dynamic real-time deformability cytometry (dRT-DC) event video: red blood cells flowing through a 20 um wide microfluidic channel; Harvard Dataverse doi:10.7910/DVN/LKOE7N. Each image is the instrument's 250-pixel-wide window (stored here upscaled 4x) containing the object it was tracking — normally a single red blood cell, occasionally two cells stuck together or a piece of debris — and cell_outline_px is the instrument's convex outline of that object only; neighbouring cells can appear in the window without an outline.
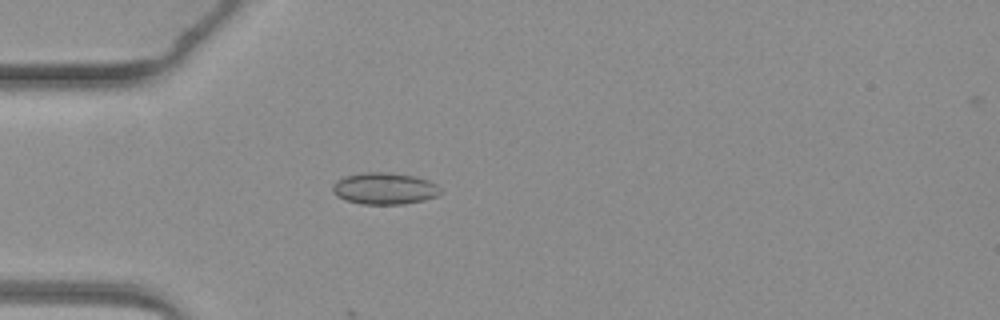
{"species": "common noctule bat (a hibernating species)", "species_latin": "Nyctalus noctula", "temperature_condition": "warm", "stored_images_in_passage": 4, "camera_frame_rate_fps": 3000, "um_per_image_px": 0.085, "animal": {"sex": "female", "body_mass_g": 19.3, "forearm_length_mm": 54.1}, "frame": {"image": 1, "passage_image": 4, "time_ms": 3.333, "image_size_px": [1000, 320], "cell_outline_px": [[440, 196], [424, 200], [404, 204], [360, 204], [344, 200], [336, 196], [332, 192], [332, 184], [336, 180], [344, 176], [364, 172], [388, 172], [416, 176], [428, 180], [436, 184], [440, 188]], "centroid_in_image_um": [32.66, 16.02], "position_along_channel_um": 52.3, "area_um2": 20.29}}